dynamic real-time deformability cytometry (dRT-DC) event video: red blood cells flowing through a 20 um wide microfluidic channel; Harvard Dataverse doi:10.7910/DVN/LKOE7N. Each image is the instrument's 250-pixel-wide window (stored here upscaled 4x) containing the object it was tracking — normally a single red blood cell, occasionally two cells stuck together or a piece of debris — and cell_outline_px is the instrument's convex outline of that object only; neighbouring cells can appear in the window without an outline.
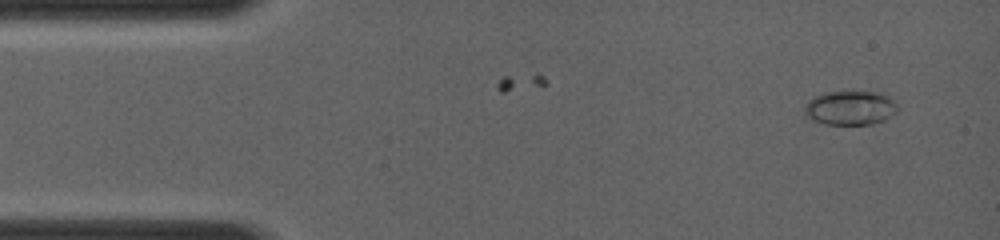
{"species": "common noctule bat (a hibernating species)", "species_latin": "Nyctalus noctula", "temperature_condition": "room temperature", "stored_images_in_passage": 6, "camera_frame_rate_fps": 4000, "um_per_image_px": 0.085, "animal": {"sex": "female", "body_mass_g": 19.0, "forearm_length_mm": 56.7}, "frame": {"image": 1, "passage_image": 3, "time_ms": 0.5, "image_size_px": [1000, 240], "cell_outline_px": [[900, 108], [896, 112], [884, 120], [872, 124], [824, 124], [808, 116], [804, 112], [804, 104], [808, 100], [824, 92], [876, 92], [888, 96]], "centroid_in_image_um": [72.28, 9.17], "position_along_channel_um": 12.7, "area_um2": 18.38}}